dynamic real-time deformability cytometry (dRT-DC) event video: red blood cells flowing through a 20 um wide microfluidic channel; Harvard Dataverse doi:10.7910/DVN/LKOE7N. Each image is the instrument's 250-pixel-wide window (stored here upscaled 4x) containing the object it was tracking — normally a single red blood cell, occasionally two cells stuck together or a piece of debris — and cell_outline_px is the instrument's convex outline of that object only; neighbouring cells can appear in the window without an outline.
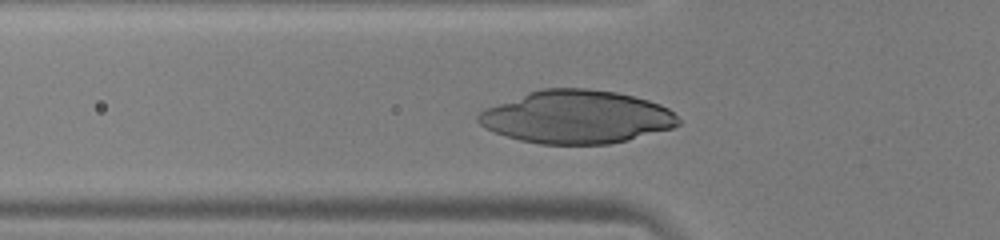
{"species": "human", "species_latin": "Homo sapiens", "temperature_condition": "warm", "stored_images_in_passage": 36, "camera_frame_rate_fps": 3000, "um_per_image_px": 0.085, "donor": {"sex": "male"}, "frame": {"image": 1, "passage_image": 11, "time_ms": 3.333, "image_size_px": [1000, 240], "cell_outline_px": [[680, 124], [672, 128], [628, 140], [608, 144], [540, 144], [520, 140], [484, 128], [476, 120], [476, 116], [480, 112], [488, 108], [528, 92], [544, 88], [588, 88], [616, 92], [648, 100], [660, 104], [668, 108], [680, 120]], "centroid_in_image_um": [49.03, 9.94], "position_along_channel_um": 76.8, "area_um2": 61.5}}
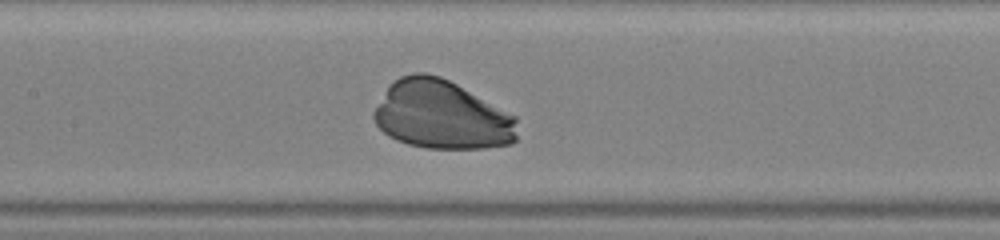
{"frame": {"image": 2, "passage_image": 18, "time_ms": 5.667, "image_size_px": [1000, 240], "cell_outline_px": [[516, 140], [512, 144], [484, 148], [424, 148], [408, 144], [396, 140], [388, 136], [376, 124], [372, 116], [372, 112], [388, 84], [400, 76], [412, 72], [424, 72], [440, 76], [456, 84], [516, 116]], "centroid_in_image_um": [37.5, 9.77], "position_along_channel_um": 169.9, "area_um2": 57.63}}
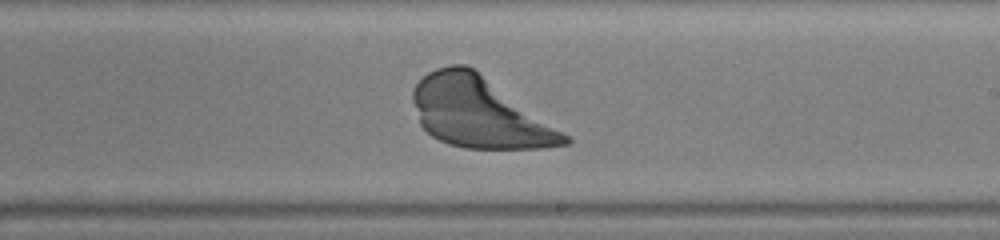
{"frame": {"image": 3, "passage_image": 24, "time_ms": 7.667, "image_size_px": [1000, 240], "cell_outline_px": [[572, 140], [568, 144], [544, 148], [464, 148], [448, 144], [432, 136], [420, 124], [412, 100], [412, 88], [428, 72], [436, 68], [452, 64], [464, 64], [472, 68], [568, 136]], "centroid_in_image_um": [40.66, 9.58], "position_along_channel_um": 248.3, "area_um2": 60.75}}